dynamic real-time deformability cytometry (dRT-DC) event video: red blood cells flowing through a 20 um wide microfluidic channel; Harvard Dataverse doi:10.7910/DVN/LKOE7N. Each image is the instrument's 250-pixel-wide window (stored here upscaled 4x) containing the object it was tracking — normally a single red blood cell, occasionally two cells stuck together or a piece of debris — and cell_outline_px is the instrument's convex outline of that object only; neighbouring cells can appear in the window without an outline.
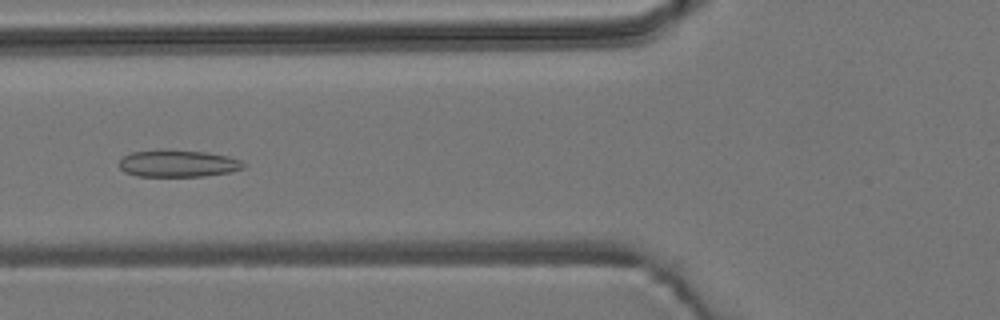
{"species": "common noctule bat (a hibernating species)", "species_latin": "Nyctalus noctula", "temperature_condition": "room temperature", "stored_images_in_passage": 47, "camera_frame_rate_fps": 3000, "um_per_image_px": 0.085, "animal": {"sex": "male", "body_mass_g": 19.2, "forearm_length_mm": 51.8}, "frame": {"image": 1, "passage_image": 18, "time_ms": 5.667, "image_size_px": [1000, 320], "cell_outline_px": [[244, 168], [232, 172], [204, 176], [136, 176], [124, 172], [120, 168], [120, 160], [124, 156], [132, 152], [160, 148], [168, 148], [208, 152], [228, 156], [240, 160], [244, 164]], "centroid_in_image_um": [15.12, 13.87], "position_along_channel_um": 110.7, "area_um2": 20.06}}
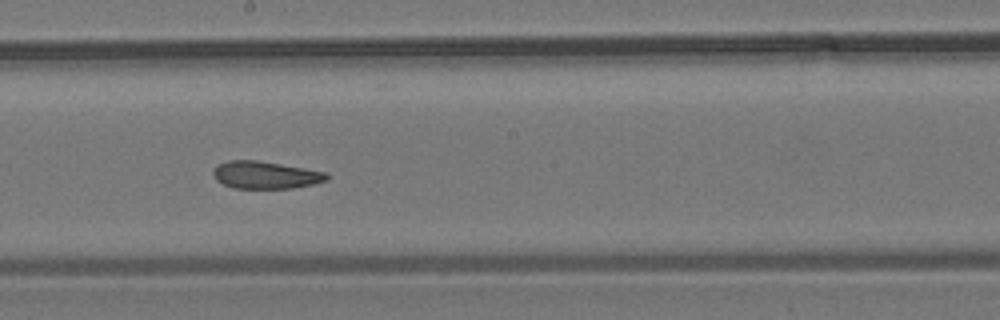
{"frame": {"image": 2, "passage_image": 27, "time_ms": 8.667, "image_size_px": [1000, 320], "cell_outline_px": [[328, 180], [312, 184], [292, 188], [232, 188], [216, 180], [212, 172], [212, 168], [216, 164], [228, 160], [256, 160], [328, 172]], "centroid_in_image_um": [22.52, 14.87], "position_along_channel_um": 225.7, "area_um2": 18.21}}
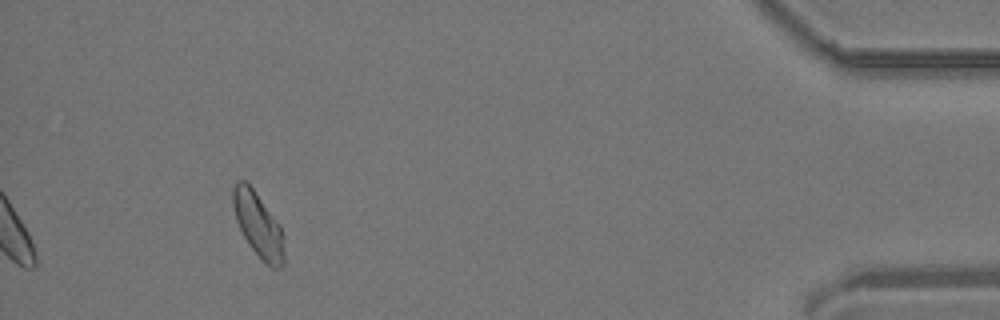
{"frame": {"image": 3, "passage_image": 47, "time_ms": 15.333, "image_size_px": [1000, 320], "cell_outline_px": [[284, 264], [280, 268], [272, 268], [248, 244], [236, 220], [232, 204], [232, 188], [236, 180], [244, 180], [252, 188], [280, 224], [284, 236]], "centroid_in_image_um": [21.95, 19.09], "position_along_channel_um": 413.2, "area_um2": 19.13}, "authors_computed_cell_mechanics": {"area_um2": 18.9584, "velocity_mm_per_s": 3.8282, "shape_relaxation_time_tau1_ms": null, "shape_relaxation_time_tau2_ms": 2.8192, "deformation_change_tau1": null, "deformation_change_tau2": 0.092}}